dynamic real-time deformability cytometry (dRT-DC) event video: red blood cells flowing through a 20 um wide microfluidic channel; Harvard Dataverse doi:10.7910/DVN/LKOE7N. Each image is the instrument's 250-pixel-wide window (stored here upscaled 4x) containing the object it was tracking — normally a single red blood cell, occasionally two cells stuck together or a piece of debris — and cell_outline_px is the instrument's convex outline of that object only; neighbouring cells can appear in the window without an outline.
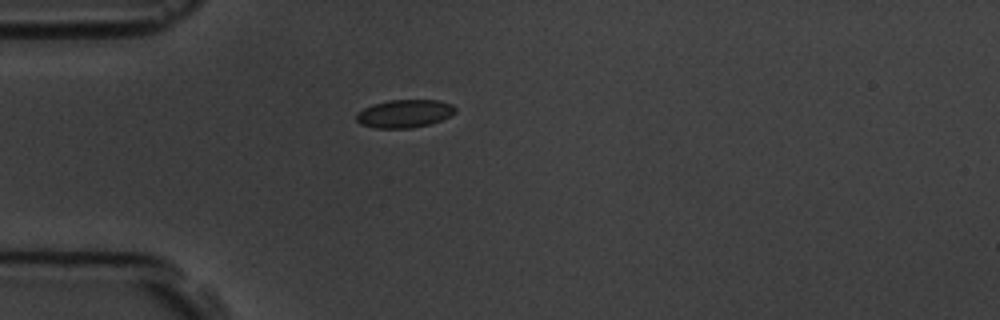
{"species": "common noctule bat (a hibernating species)", "species_latin": "Nyctalus noctula", "temperature_condition": "room temperature", "stored_images_in_passage": 5, "camera_frame_rate_fps": 3000, "um_per_image_px": 0.085, "animal": {"sex": "male", "body_mass_g": 19.5, "forearm_length_mm": 54.6}, "frame": {"image": 1, "passage_image": 5, "time_ms": 4.667, "image_size_px": [1000, 320], "cell_outline_px": [[456, 112], [440, 120], [428, 124], [412, 128], [376, 128], [360, 124], [356, 120], [356, 112], [372, 104], [388, 100], [440, 100], [452, 104], [456, 108]], "centroid_in_image_um": [34.36, 9.65], "position_along_channel_um": 50.6, "area_um2": 16.18}}